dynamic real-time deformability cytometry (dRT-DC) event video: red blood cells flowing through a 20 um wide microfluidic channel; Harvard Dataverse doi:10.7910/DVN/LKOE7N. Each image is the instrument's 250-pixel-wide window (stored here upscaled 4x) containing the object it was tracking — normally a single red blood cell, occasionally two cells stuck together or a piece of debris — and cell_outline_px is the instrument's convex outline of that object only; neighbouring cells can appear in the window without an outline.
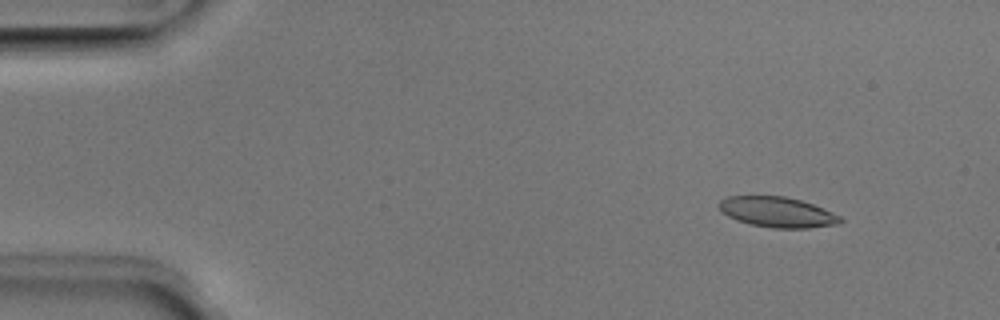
{"species": "Egyptian fruit bat (a non-hibernating species)", "species_latin": "Rousettus aegyptiacus", "temperature_condition": "room temperature", "stored_images_in_passage": 51, "camera_frame_rate_fps": 3000, "um_per_image_px": 0.085, "animal": {"sex": "male"}, "frame": {"image": 1, "passage_image": 6, "time_ms": 1.667, "image_size_px": [1000, 320], "cell_outline_px": [[844, 220], [840, 224], [808, 228], [772, 228], [752, 224], [736, 220], [728, 216], [720, 208], [720, 200], [728, 196], [784, 196], [800, 200], [812, 204], [832, 212], [840, 216]], "centroid_in_image_um": [66.11, 18.03], "position_along_channel_um": 18.9, "area_um2": 21.27}}
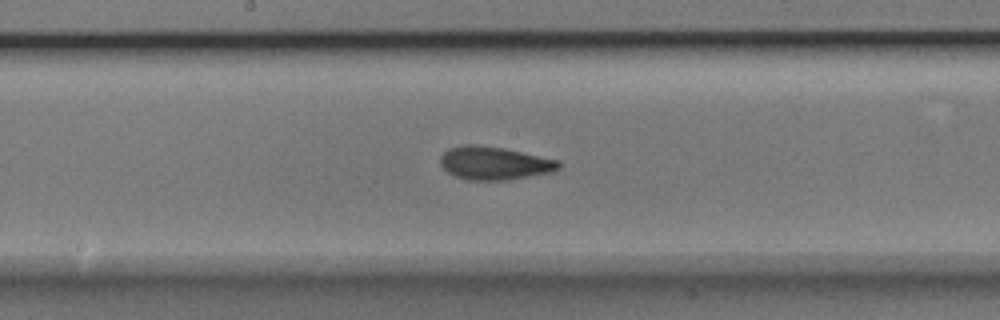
{"frame": {"image": 2, "passage_image": 27, "time_ms": 8.667, "image_size_px": [1000, 320], "cell_outline_px": [[560, 168], [552, 172], [508, 180], [468, 180], [456, 176], [448, 172], [440, 164], [440, 156], [448, 148], [460, 144], [472, 144], [504, 148], [560, 160]], "centroid_in_image_um": [42.01, 13.86], "position_along_channel_um": 206.2, "area_um2": 23.0}}
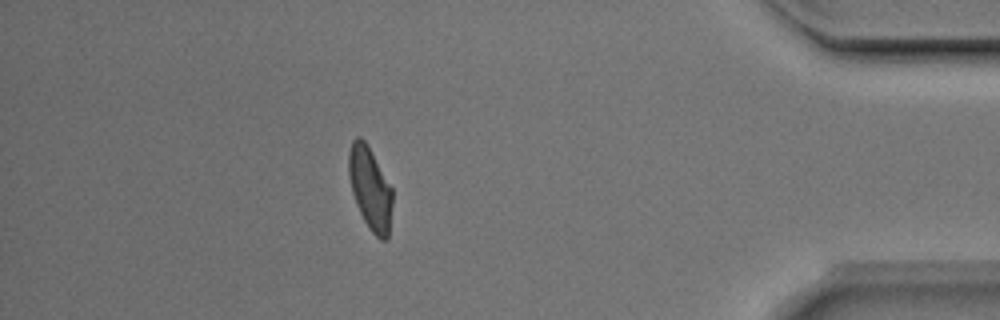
{"frame": {"image": 3, "passage_image": 45, "time_ms": 14.667, "image_size_px": [1000, 320], "cell_outline_px": [[392, 204], [388, 240], [380, 240], [372, 232], [364, 220], [356, 204], [352, 192], [348, 172], [348, 152], [352, 140], [356, 136], [360, 136], [368, 144], [392, 188]], "centroid_in_image_um": [31.45, 15.99], "position_along_channel_um": 403.7, "area_um2": 21.21}, "authors_computed_cell_mechanics": {"area_um2": 21.7328, "velocity_mm_per_s": 4.0074, "shape_relaxation_time_tau1_ms": 6.2917, "shape_relaxation_time_tau2_ms": 2.2219, "deformation_change_tau1": 0.1808, "deformation_change_tau2": 0.0657}}